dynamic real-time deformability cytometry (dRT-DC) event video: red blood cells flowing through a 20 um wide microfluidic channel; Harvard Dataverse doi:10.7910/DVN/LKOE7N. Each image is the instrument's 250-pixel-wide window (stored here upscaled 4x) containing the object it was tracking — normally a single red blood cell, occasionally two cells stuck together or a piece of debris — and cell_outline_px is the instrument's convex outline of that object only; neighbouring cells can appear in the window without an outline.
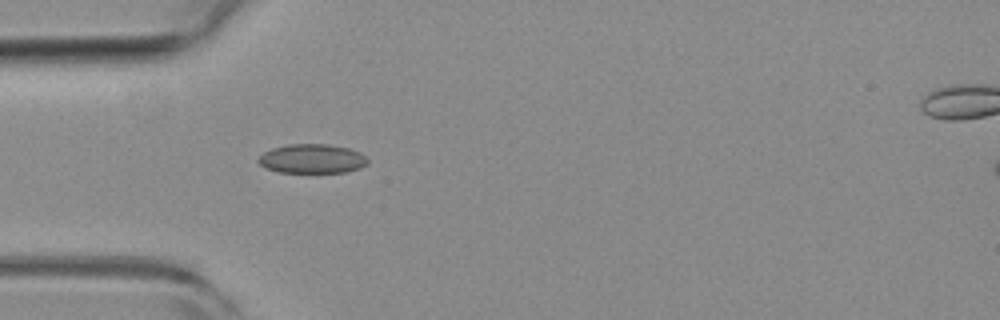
{"species": "common noctule bat (a hibernating species)", "species_latin": "Nyctalus noctula", "temperature_condition": "room temperature", "stored_images_in_passage": 9, "camera_frame_rate_fps": 3000, "um_per_image_px": 0.085, "animal": {"sex": "female", "body_mass_g": 19.3, "forearm_length_mm": 54.1}, "frame": {"image": 1, "passage_image": 4, "time_ms": 1.0, "image_size_px": [1000, 320], "cell_outline_px": [[368, 164], [360, 168], [348, 172], [280, 172], [264, 168], [256, 160], [264, 152], [272, 148], [288, 144], [328, 144], [348, 148], [360, 152], [368, 160]], "centroid_in_image_um": [26.53, 13.49], "position_along_channel_um": 58.5, "area_um2": 18.67}}
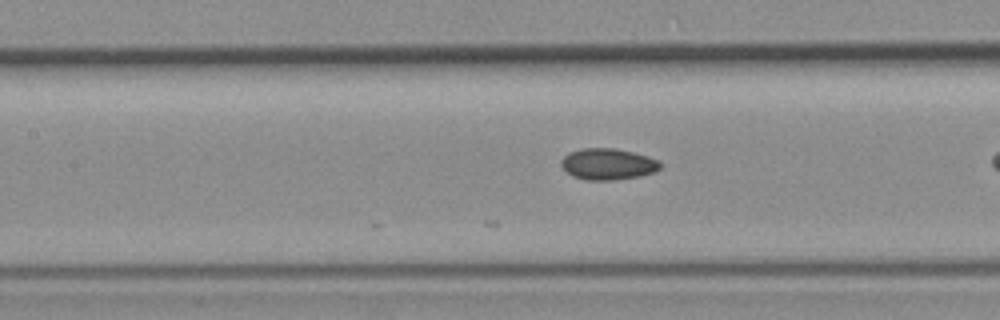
{"frame": {"image": 2, "passage_image": 9, "time_ms": 2.667, "image_size_px": [1000, 320], "cell_outline_px": [[660, 168], [656, 172], [640, 176], [612, 180], [584, 180], [572, 176], [560, 164], [560, 160], [568, 152], [580, 148], [612, 148], [632, 152], [648, 156], [660, 160]], "centroid_in_image_um": [51.66, 13.94], "position_along_channel_um": 155.7, "area_um2": 18.21}}